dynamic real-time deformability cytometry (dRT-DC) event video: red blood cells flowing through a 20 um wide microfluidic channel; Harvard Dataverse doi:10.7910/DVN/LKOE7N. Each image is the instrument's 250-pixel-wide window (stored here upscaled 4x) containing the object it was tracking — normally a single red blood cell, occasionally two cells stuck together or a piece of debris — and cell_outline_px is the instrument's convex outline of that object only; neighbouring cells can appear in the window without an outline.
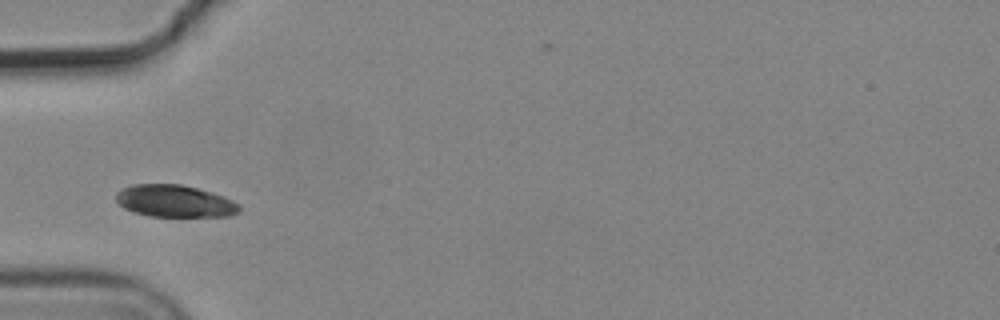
{"species": "common noctule bat (a hibernating species)", "species_latin": "Nyctalus noctula", "temperature_condition": "cold", "stored_images_in_passage": 3, "camera_frame_rate_fps": 3000, "um_per_image_px": 0.085, "animal": {"sex": "male", "body_mass_g": 19.2, "forearm_length_mm": 51.8}, "frame": {"image": 1, "passage_image": 2, "time_ms": 0.333, "image_size_px": [1000, 320], "cell_outline_px": [[240, 212], [228, 216], [148, 216], [132, 212], [124, 208], [116, 200], [116, 192], [120, 188], [132, 184], [180, 184], [212, 192], [224, 196], [240, 204]], "centroid_in_image_um": [14.84, 17.09], "position_along_channel_um": 70.2, "area_um2": 23.24}}
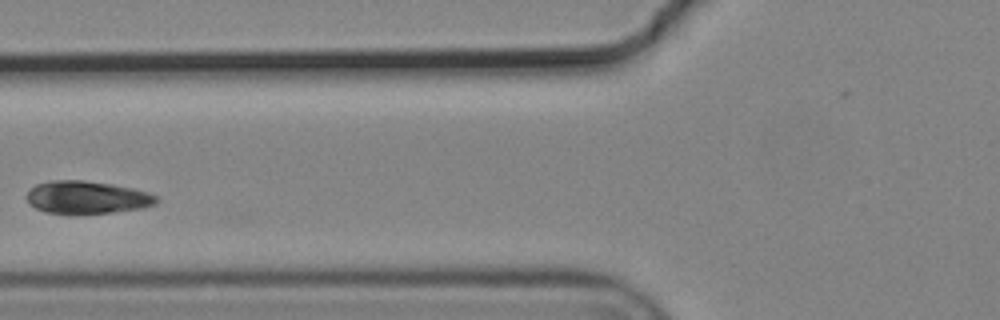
{"frame": {"image": 2, "passage_image": 3, "time_ms": 0.667, "image_size_px": [1000, 320], "cell_outline_px": [[160, 200], [156, 204], [144, 208], [112, 212], [44, 212], [28, 204], [24, 196], [28, 188], [36, 184], [48, 180], [84, 180], [112, 184], [132, 188], [148, 192], [160, 196]], "centroid_in_image_um": [7.38, 16.74], "position_along_channel_um": 118.4, "area_um2": 24.85}}